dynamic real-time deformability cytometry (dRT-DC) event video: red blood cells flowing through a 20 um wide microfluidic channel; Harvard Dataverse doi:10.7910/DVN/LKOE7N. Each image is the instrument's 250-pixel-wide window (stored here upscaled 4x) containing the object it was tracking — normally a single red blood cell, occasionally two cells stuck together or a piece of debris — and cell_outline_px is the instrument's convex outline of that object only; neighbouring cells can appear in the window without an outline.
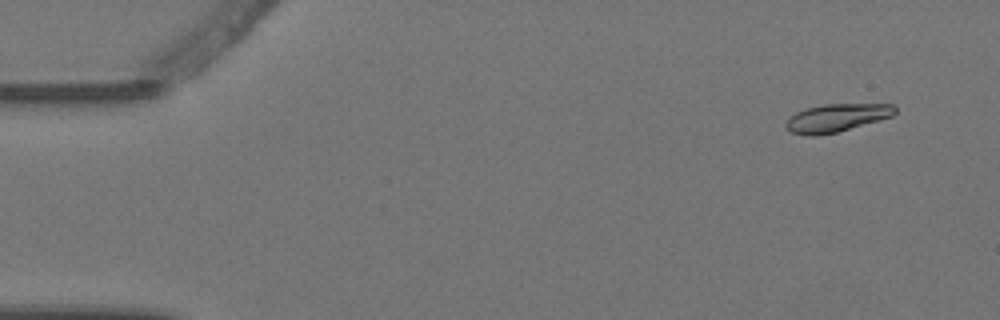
{"species": "Egyptian fruit bat (a non-hibernating species)", "species_latin": "Rousettus aegyptiacus", "temperature_condition": "warm", "stored_images_in_passage": 10, "camera_frame_rate_fps": 3000, "um_per_image_px": 0.085, "animal": {"sex": "female"}, "frame": {"image": 1, "passage_image": 1, "time_ms": 0.0, "image_size_px": [1000, 320], "cell_outline_px": [[896, 112], [892, 116], [880, 120], [836, 132], [816, 136], [808, 136], [792, 132], [784, 128], [784, 124], [788, 116], [796, 112], [808, 108], [824, 104], [892, 104], [896, 108]], "centroid_in_image_um": [71.06, 10.02], "position_along_channel_um": 13.9, "area_um2": 17.8}}
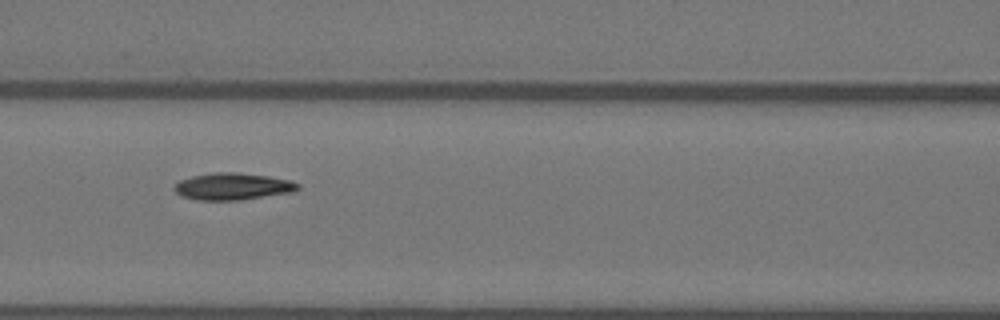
{"frame": {"image": 2, "passage_image": 6, "time_ms": 1.667, "image_size_px": [1000, 320], "cell_outline_px": [[300, 188], [292, 192], [240, 200], [196, 200], [180, 196], [172, 188], [180, 180], [192, 176], [212, 172], [236, 172], [268, 176], [288, 180], [300, 184]], "centroid_in_image_um": [19.74, 15.85], "position_along_channel_um": 146.9, "area_um2": 19.42}}
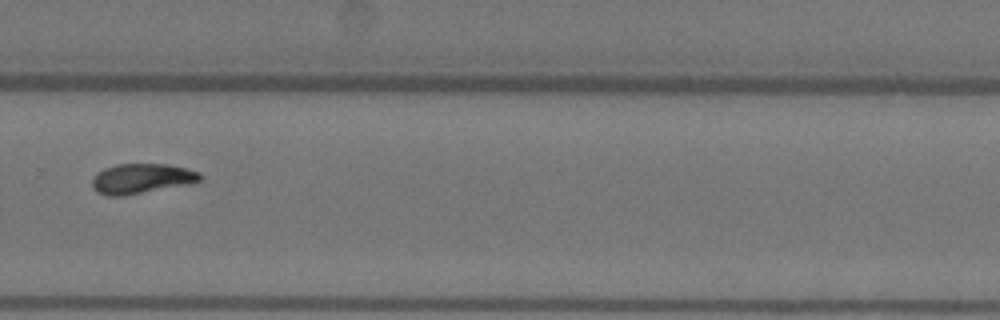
{"frame": {"image": 3, "passage_image": 10, "time_ms": 3.0, "image_size_px": [1000, 320], "cell_outline_px": [[200, 180], [192, 184], [124, 196], [108, 196], [96, 192], [92, 188], [92, 180], [104, 168], [116, 164], [164, 164], [188, 168], [200, 172]], "centroid_in_image_um": [12.05, 15.19], "position_along_channel_um": 317.7, "area_um2": 18.96}}